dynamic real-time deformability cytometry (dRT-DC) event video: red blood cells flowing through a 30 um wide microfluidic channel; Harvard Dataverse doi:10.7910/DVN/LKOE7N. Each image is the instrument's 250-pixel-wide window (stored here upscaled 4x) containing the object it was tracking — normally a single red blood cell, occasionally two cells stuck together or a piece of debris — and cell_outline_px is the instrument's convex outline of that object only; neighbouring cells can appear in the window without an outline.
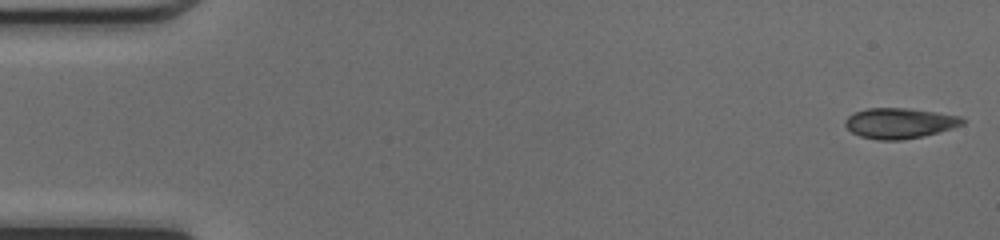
{"species": "common noctule bat (a hibernating species)", "species_latin": "Nyctalus noctula", "temperature_condition": "cold", "stored_images_in_passage": 48, "camera_frame_rate_fps": 3000, "um_per_image_px": 0.085, "animal": {"sex": "female", "body_mass_g": 17.0, "forearm_length_mm": 48.0}, "frame": {"image": 1, "passage_image": 1, "time_ms": 0.0, "image_size_px": [1000, 240], "cell_outline_px": [[964, 124], [952, 128], [920, 136], [900, 140], [880, 140], [860, 136], [852, 132], [844, 124], [844, 120], [852, 112], [868, 108], [908, 108], [936, 112], [960, 116], [964, 120]], "centroid_in_image_um": [76.42, 10.45], "position_along_channel_um": 8.6, "area_um2": 20.63}}
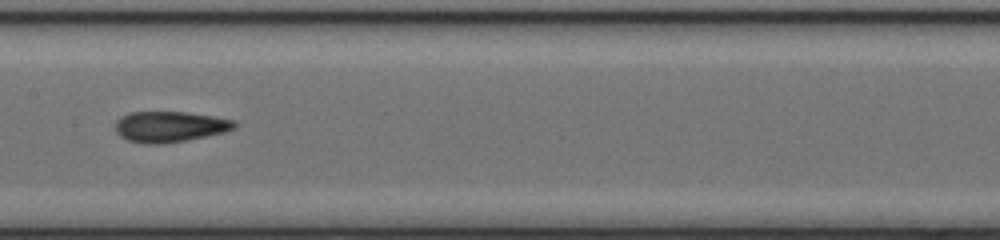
{"frame": {"image": 2, "passage_image": 24, "time_ms": 7.667, "image_size_px": [1000, 240], "cell_outline_px": [[236, 128], [224, 132], [188, 140], [160, 144], [148, 144], [128, 140], [120, 136], [116, 132], [116, 120], [128, 112], [184, 112], [212, 116], [236, 120]], "centroid_in_image_um": [14.44, 10.76], "position_along_channel_um": 193.0, "area_um2": 21.33}}
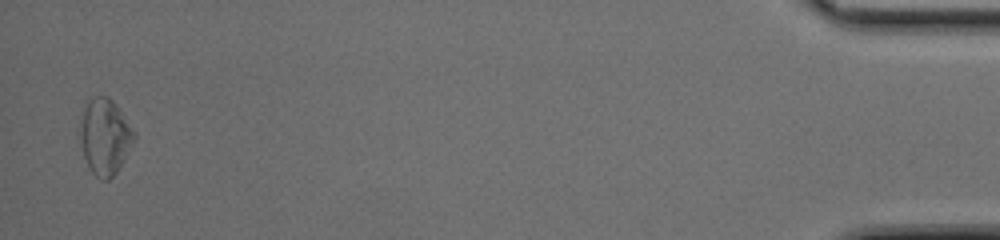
{"frame": {"image": 3, "passage_image": 47, "time_ms": 15.333, "image_size_px": [1000, 240], "cell_outline_px": [[136, 140], [116, 172], [108, 180], [100, 180], [92, 172], [84, 156], [76, 132], [84, 104], [88, 100], [96, 96], [108, 96], [116, 104], [136, 136]], "centroid_in_image_um": [8.86, 11.59], "position_along_channel_um": 426.3, "area_um2": 24.22}, "authors_computed_cell_mechanics": {"area_um2": 21.2126, "velocity_mm_per_s": 4.2705, "shape_relaxation_time_tau1_ms": null, "shape_relaxation_time_tau2_ms": 2.8462, "deformation_change_tau1": null, "deformation_change_tau2": 0.0916}}